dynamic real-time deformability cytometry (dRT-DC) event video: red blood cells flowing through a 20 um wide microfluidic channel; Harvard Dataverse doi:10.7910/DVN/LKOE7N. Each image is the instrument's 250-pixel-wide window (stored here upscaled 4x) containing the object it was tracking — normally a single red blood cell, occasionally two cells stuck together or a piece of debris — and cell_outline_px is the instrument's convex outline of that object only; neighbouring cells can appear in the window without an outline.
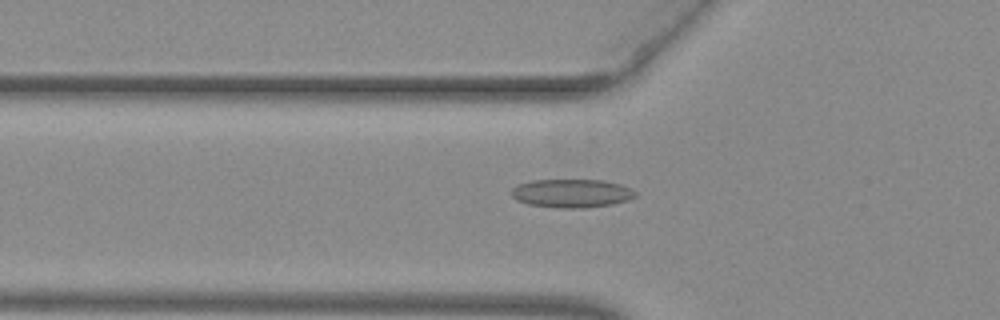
{"species": "common noctule bat (a hibernating species)", "species_latin": "Nyctalus noctula", "temperature_condition": "warm", "stored_images_in_passage": 54, "camera_frame_rate_fps": 3000, "um_per_image_px": 0.085, "animal": {"sex": "female", "body_mass_g": 29.2, "forearm_length_mm": 56.3}, "frame": {"image": 1, "passage_image": 20, "time_ms": 6.333, "image_size_px": [1000, 320], "cell_outline_px": [[636, 196], [628, 200], [612, 204], [588, 208], [560, 208], [528, 204], [516, 200], [512, 196], [512, 188], [516, 184], [532, 180], [604, 180], [620, 184], [636, 192]], "centroid_in_image_um": [48.57, 16.43], "position_along_channel_um": 77.2, "area_um2": 20.63}}
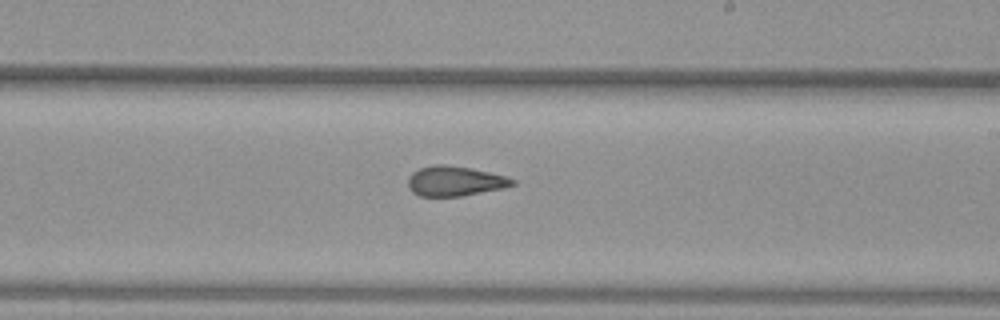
{"frame": {"image": 2, "passage_image": 33, "time_ms": 10.667, "image_size_px": [1000, 320], "cell_outline_px": [[516, 184], [504, 188], [460, 196], [420, 196], [412, 192], [408, 188], [408, 176], [412, 172], [420, 168], [432, 164], [444, 164], [472, 168], [504, 176], [516, 180]], "centroid_in_image_um": [38.64, 15.38], "position_along_channel_um": 250.4, "area_um2": 18.26}}
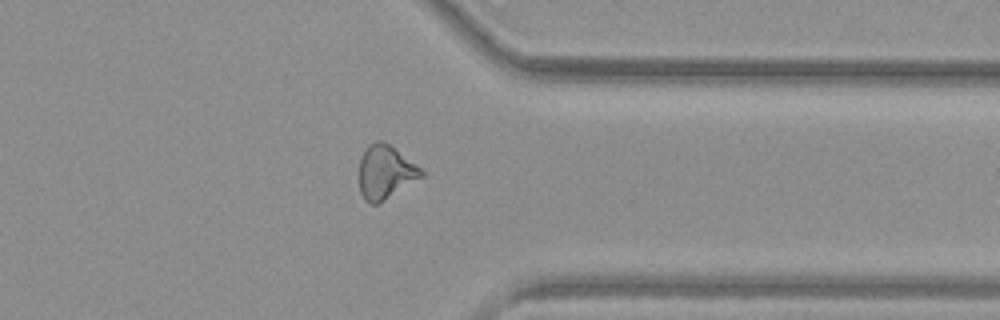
{"frame": {"image": 3, "passage_image": 43, "time_ms": 14.0, "image_size_px": [1000, 320], "cell_outline_px": [[424, 176], [376, 204], [372, 204], [364, 200], [360, 192], [360, 156], [364, 148], [368, 144], [376, 140], [384, 140], [420, 168], [424, 172]], "centroid_in_image_um": [32.73, 14.6], "position_along_channel_um": 378.7, "area_um2": 19.25}, "authors_computed_cell_mechanics": {"area_um2": 19.4786, "velocity_mm_per_s": 3.9798, "shape_relaxation_time_tau1_ms": null, "shape_relaxation_time_tau2_ms": 1.9753, "deformation_change_tau1": null, "deformation_change_tau2": 0.0977}}